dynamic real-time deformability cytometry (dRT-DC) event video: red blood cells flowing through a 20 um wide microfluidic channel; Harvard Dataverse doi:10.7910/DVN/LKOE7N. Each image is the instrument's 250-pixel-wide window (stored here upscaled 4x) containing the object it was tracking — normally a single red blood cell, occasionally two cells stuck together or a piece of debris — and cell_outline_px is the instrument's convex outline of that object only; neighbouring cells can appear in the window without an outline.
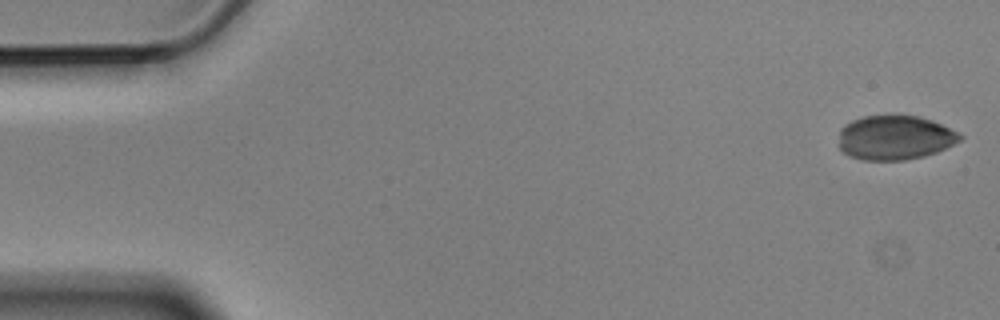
{"species": "Egyptian fruit bat (a non-hibernating species)", "species_latin": "Rousettus aegyptiacus", "temperature_condition": "cold", "stored_images_in_passage": 6, "camera_frame_rate_fps": 3000, "um_per_image_px": 0.085, "animal": {"sex": "male"}, "frame": {"image": 1, "passage_image": 1, "time_ms": 0.0, "image_size_px": [1000, 320], "cell_outline_px": [[964, 136], [960, 140], [936, 152], [924, 156], [904, 160], [864, 160], [848, 156], [840, 148], [840, 128], [844, 124], [852, 120], [864, 116], [920, 116], [932, 120]], "centroid_in_image_um": [76.03, 11.7], "position_along_channel_um": 9.0, "area_um2": 31.1}}
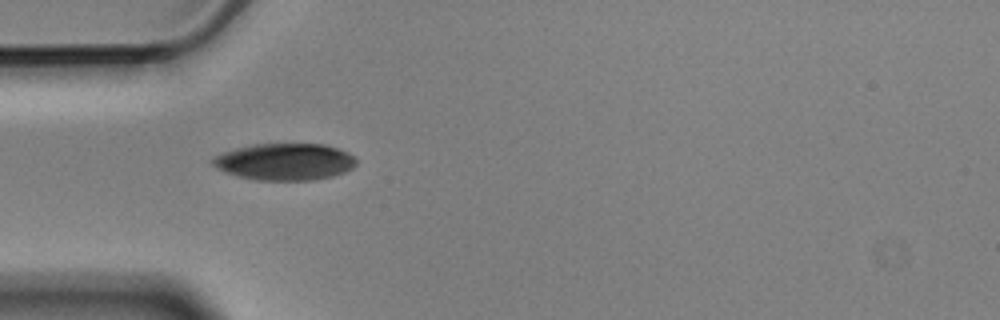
{"frame": {"image": 2, "passage_image": 5, "time_ms": 1.333, "image_size_px": [1000, 320], "cell_outline_px": [[356, 164], [352, 168], [344, 172], [332, 176], [312, 180], [256, 180], [240, 176], [216, 168], [212, 164], [212, 160], [216, 156], [224, 152], [252, 144], [324, 144], [348, 152], [356, 160]], "centroid_in_image_um": [24.23, 13.75], "position_along_channel_um": 60.8, "area_um2": 30.46}}
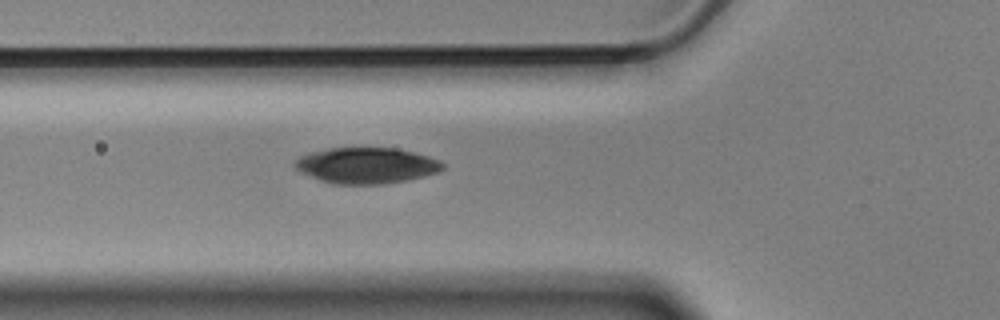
{"frame": {"image": 3, "passage_image": 6, "time_ms": 1.667, "image_size_px": [1000, 320], "cell_outline_px": [[444, 168], [440, 172], [408, 180], [384, 184], [332, 184], [320, 180], [300, 172], [292, 164], [300, 156], [308, 152], [328, 148], [396, 148], [428, 156], [440, 160], [444, 164]], "centroid_in_image_um": [31.14, 14.07], "position_along_channel_um": 94.7, "area_um2": 31.15}}